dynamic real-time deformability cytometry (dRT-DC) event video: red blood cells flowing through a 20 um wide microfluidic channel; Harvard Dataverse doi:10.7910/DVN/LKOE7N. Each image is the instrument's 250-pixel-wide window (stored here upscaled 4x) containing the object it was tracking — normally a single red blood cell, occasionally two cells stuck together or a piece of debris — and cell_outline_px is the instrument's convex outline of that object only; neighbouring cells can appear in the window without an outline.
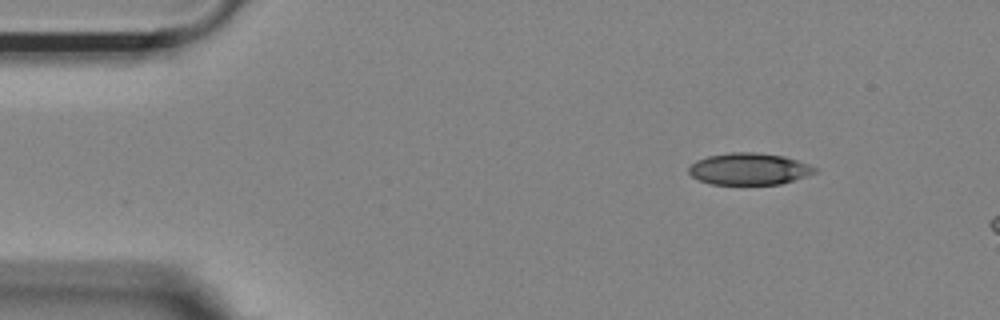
{"species": "Egyptian fruit bat (a non-hibernating species)", "species_latin": "Rousettus aegyptiacus", "temperature_condition": "room temperature", "stored_images_in_passage": 7, "camera_frame_rate_fps": 3000, "um_per_image_px": 0.085, "animal": {"sex": "female"}, "frame": {"image": 1, "passage_image": 1, "time_ms": 0.0, "image_size_px": [1000, 320], "cell_outline_px": [[816, 172], [780, 184], [712, 184], [700, 180], [692, 176], [688, 172], [688, 168], [696, 160], [708, 156], [732, 152], [756, 152], [784, 156], [808, 164], [816, 168]], "centroid_in_image_um": [63.64, 14.35], "position_along_channel_um": 21.4, "area_um2": 23.06}}